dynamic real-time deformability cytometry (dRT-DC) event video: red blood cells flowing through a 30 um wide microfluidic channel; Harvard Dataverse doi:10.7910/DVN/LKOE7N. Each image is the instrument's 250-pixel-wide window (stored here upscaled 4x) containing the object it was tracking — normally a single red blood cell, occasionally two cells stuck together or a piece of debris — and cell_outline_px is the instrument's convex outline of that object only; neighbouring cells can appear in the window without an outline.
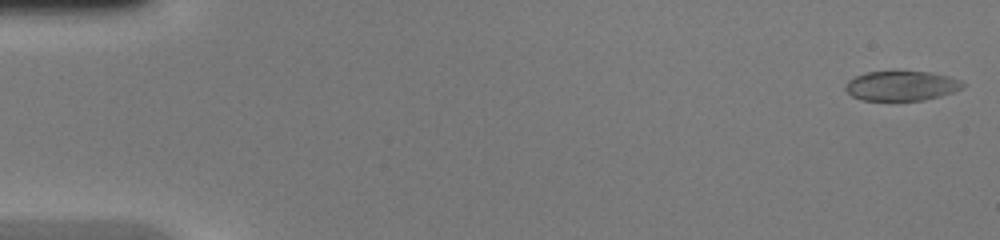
{"species": "common noctule bat (a hibernating species)", "species_latin": "Nyctalus noctula", "temperature_condition": "warm", "stored_images_in_passage": 45, "camera_frame_rate_fps": 3000, "um_per_image_px": 0.085, "animal": {"sex": "female", "body_mass_g": 20.0, "forearm_length_mm": 54.0}, "frame": {"image": 1, "passage_image": 1, "time_ms": 0.0, "image_size_px": [1000, 240], "cell_outline_px": [[964, 88], [940, 96], [924, 100], [860, 100], [852, 96], [844, 88], [844, 84], [848, 80], [856, 76], [868, 72], [928, 72], [948, 76], [960, 80], [964, 84]], "centroid_in_image_um": [76.6, 7.3], "position_along_channel_um": 8.4, "area_um2": 20.17}}
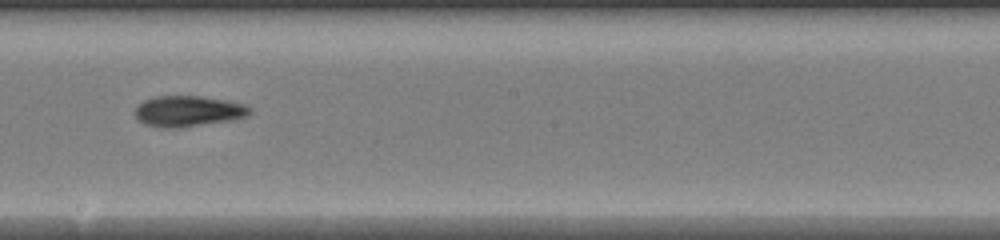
{"frame": {"image": 2, "passage_image": 26, "time_ms": 8.333, "image_size_px": [1000, 240], "cell_outline_px": [[252, 112], [248, 116], [228, 120], [180, 128], [160, 128], [144, 124], [136, 120], [136, 108], [144, 100], [156, 96], [200, 96], [228, 100], [244, 104], [252, 108]], "centroid_in_image_um": [15.99, 9.45], "position_along_channel_um": 232.2, "area_um2": 20.69}}
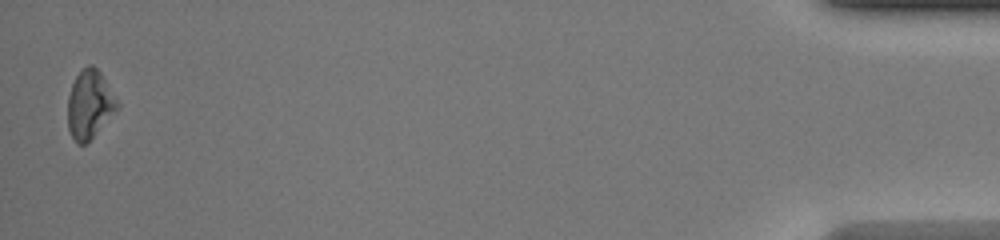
{"frame": {"image": 3, "passage_image": 45, "time_ms": 14.667, "image_size_px": [1000, 240], "cell_outline_px": [[120, 108], [84, 144], [76, 144], [68, 128], [68, 96], [72, 84], [76, 76], [88, 64], [92, 64], [100, 72], [120, 104]], "centroid_in_image_um": [7.62, 8.87], "position_along_channel_um": 427.6, "area_um2": 19.48}}